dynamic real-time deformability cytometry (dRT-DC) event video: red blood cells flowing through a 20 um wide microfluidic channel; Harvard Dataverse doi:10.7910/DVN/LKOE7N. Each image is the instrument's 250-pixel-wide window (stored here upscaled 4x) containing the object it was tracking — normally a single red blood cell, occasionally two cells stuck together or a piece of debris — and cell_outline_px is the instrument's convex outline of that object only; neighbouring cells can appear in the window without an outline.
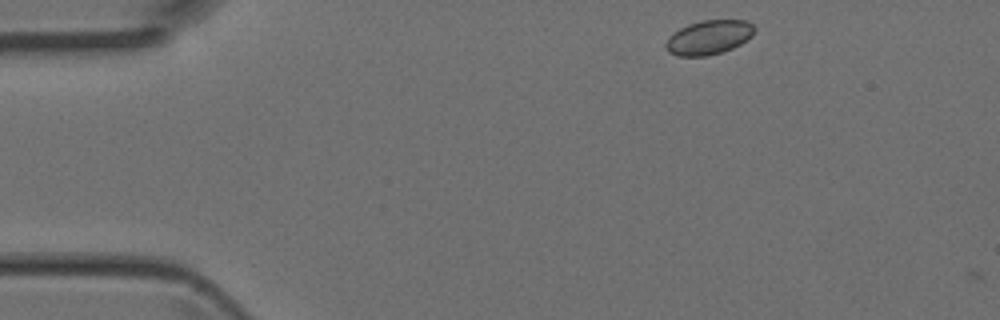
{"species": "Egyptian fruit bat (a non-hibernating species)", "species_latin": "Rousettus aegyptiacus", "temperature_condition": "room temperature", "stored_images_in_passage": 3, "camera_frame_rate_fps": 3000, "um_per_image_px": 0.085, "animal": {"sex": "female"}, "frame": {"image": 1, "passage_image": 1, "time_ms": 0.0, "image_size_px": [1000, 320], "cell_outline_px": [[756, 28], [752, 36], [740, 44], [732, 48], [708, 56], [680, 56], [668, 52], [664, 48], [664, 44], [668, 36], [672, 32], [688, 24], [700, 20], [748, 20]], "centroid_in_image_um": [60.22, 3.17], "position_along_channel_um": 24.8, "area_um2": 17.92}}